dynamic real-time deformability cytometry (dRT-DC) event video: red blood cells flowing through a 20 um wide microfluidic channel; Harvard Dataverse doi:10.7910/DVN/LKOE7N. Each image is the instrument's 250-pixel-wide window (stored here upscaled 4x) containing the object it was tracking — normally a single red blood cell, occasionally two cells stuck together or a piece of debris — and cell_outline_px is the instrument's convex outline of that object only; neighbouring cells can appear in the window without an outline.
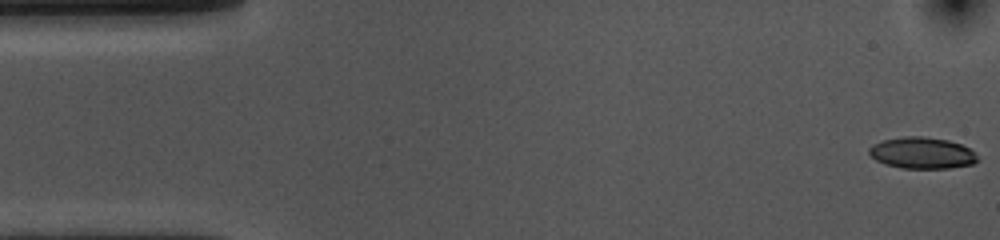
{"species": "common noctule bat (a hibernating species)", "species_latin": "Nyctalus noctula", "temperature_condition": "cold", "stored_images_in_passage": 12, "camera_frame_rate_fps": 3000, "um_per_image_px": 0.085, "animal": {"sex": "female", "body_mass_g": 10.0, "forearm_length_mm": 53.1}, "frame": {"image": 1, "passage_image": 1, "time_ms": 0.0, "image_size_px": [1000, 240], "cell_outline_px": [[980, 160], [972, 164], [948, 168], [900, 168], [884, 164], [876, 160], [868, 152], [868, 148], [872, 144], [884, 140], [904, 136], [924, 136], [948, 140], [960, 144], [968, 148]], "centroid_in_image_um": [78.34, 13.0], "position_along_channel_um": 6.7, "area_um2": 19.83}}